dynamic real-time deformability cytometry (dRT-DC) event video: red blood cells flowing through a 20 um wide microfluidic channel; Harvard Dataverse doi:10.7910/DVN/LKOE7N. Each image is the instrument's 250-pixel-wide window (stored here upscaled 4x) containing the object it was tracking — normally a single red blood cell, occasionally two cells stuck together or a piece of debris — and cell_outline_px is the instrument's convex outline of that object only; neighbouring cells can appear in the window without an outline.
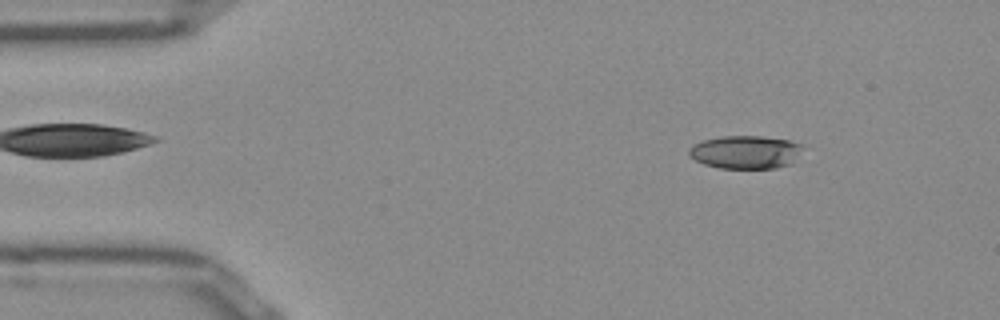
{"species": "Egyptian fruit bat (a non-hibernating species)", "species_latin": "Rousettus aegyptiacus", "temperature_condition": "room temperature", "stored_images_in_passage": 51, "camera_frame_rate_fps": 3000, "um_per_image_px": 0.085, "frame": {"image": 1, "passage_image": 6, "time_ms": 1.667, "image_size_px": [1000, 320], "cell_outline_px": [[804, 144], [792, 164], [776, 168], [720, 168], [704, 164], [696, 160], [688, 152], [688, 148], [704, 140], [724, 136], [760, 136], [788, 140]], "centroid_in_image_um": [63.4, 12.93], "position_along_channel_um": 21.6, "area_um2": 21.79}}
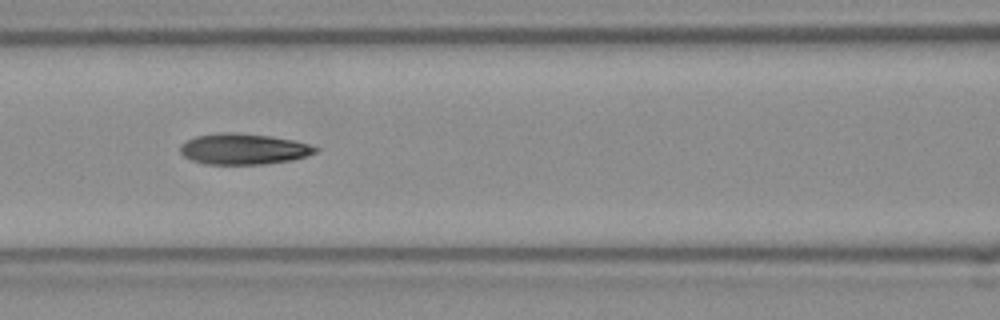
{"frame": {"image": 2, "passage_image": 21, "time_ms": 6.667, "image_size_px": [1000, 320], "cell_outline_px": [[320, 148], [316, 152], [292, 160], [264, 164], [204, 164], [192, 160], [184, 156], [180, 152], [180, 144], [196, 136], [220, 132], [232, 132], [272, 136], [292, 140], [308, 144]], "centroid_in_image_um": [20.68, 12.66], "position_along_channel_um": 145.9, "area_um2": 24.28}}
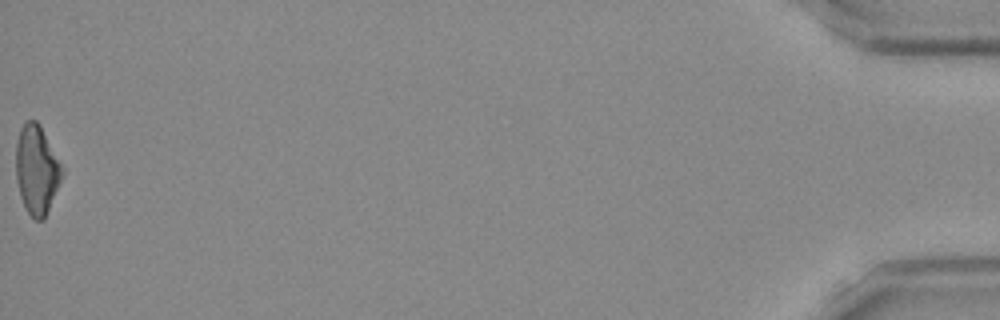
{"frame": {"image": 3, "passage_image": 51, "time_ms": 16.667, "image_size_px": [1000, 320], "cell_outline_px": [[64, 172], [44, 220], [36, 220], [28, 212], [20, 196], [16, 180], [16, 140], [20, 128], [28, 120], [36, 120], [40, 124], [64, 168]], "centroid_in_image_um": [3.12, 14.4], "position_along_channel_um": 432.1, "area_um2": 23.93}, "authors_computed_cell_mechanics": {"area_um2": 23.9292, "velocity_mm_per_s": 3.9311, "shape_relaxation_time_tau1_ms": 9.8229, "shape_relaxation_time_tau2_ms": 2.9532, "deformation_change_tau1": 0.2333, "deformation_change_tau2": 0.1117}}